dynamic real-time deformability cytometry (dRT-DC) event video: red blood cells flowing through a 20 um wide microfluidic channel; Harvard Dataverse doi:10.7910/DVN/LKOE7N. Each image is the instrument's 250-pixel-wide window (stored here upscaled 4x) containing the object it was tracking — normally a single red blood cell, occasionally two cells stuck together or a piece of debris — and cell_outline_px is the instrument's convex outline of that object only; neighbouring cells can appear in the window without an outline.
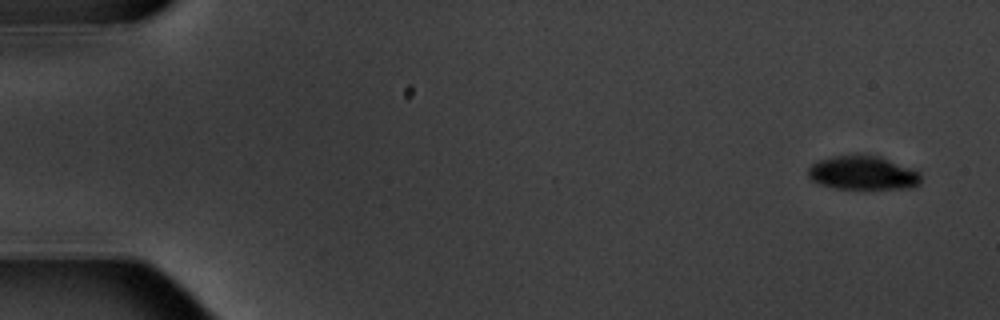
{"species": "common noctule bat (a hibernating species)", "species_latin": "Nyctalus noctula", "temperature_condition": "warm", "stored_images_in_passage": 5, "camera_frame_rate_fps": 3000, "um_per_image_px": 0.085, "animal": {"sex": "male", "body_mass_g": 20.1, "forearm_length_mm": 53.5}, "frame": {"image": 1, "passage_image": 1, "time_ms": 0.0, "image_size_px": [1000, 320], "cell_outline_px": [[920, 184], [912, 188], [836, 188], [820, 184], [812, 180], [808, 176], [808, 168], [816, 160], [832, 156], [860, 152], [880, 156], [920, 172]], "centroid_in_image_um": [73.31, 14.65], "position_along_channel_um": 11.7, "area_um2": 22.6}}